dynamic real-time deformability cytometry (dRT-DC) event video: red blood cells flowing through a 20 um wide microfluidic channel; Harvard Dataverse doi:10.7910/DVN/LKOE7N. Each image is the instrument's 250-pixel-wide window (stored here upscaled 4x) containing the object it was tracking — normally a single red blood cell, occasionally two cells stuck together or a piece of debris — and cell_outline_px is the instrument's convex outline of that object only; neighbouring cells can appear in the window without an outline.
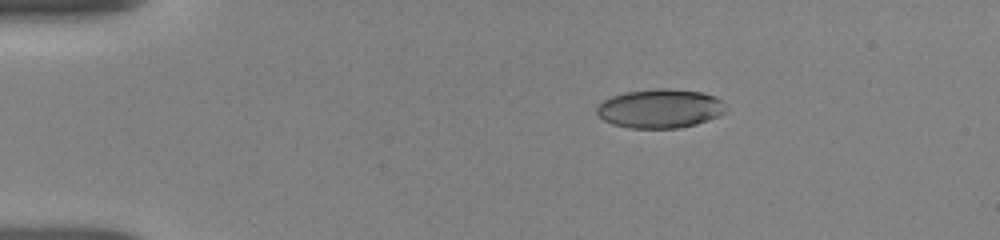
{"species": "human", "species_latin": "Homo sapiens", "temperature_condition": "room temperature", "stored_images_in_passage": 31, "camera_frame_rate_fps": 3000, "um_per_image_px": 0.085, "donor": {"sex": "female"}, "frame": {"image": 1, "passage_image": 1, "time_ms": 0.0, "image_size_px": [1000, 240], "cell_outline_px": [[724, 112], [720, 116], [696, 124], [680, 128], [628, 128], [612, 124], [604, 120], [596, 112], [596, 108], [604, 100], [612, 96], [628, 92], [656, 88], [668, 88], [700, 92], [716, 96], [724, 100]], "centroid_in_image_um": [56.13, 9.23], "position_along_channel_um": 28.9, "area_um2": 29.36}}
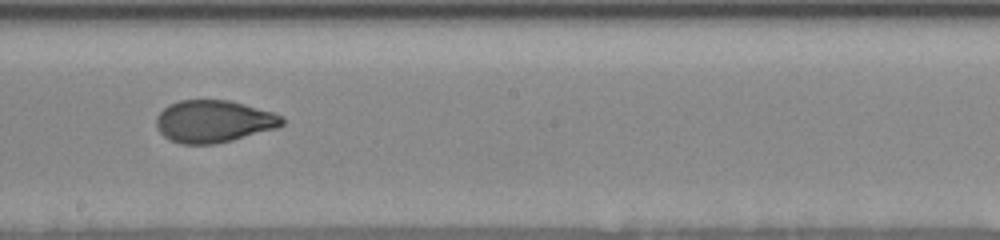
{"frame": {"image": 2, "passage_image": 16, "time_ms": 7.0, "image_size_px": [1000, 240], "cell_outline_px": [[284, 124], [276, 128], [232, 140], [212, 144], [180, 144], [164, 136], [156, 128], [156, 116], [168, 104], [180, 100], [228, 100], [244, 104], [272, 112], [280, 116], [284, 120]], "centroid_in_image_um": [18.12, 10.31], "position_along_channel_um": 230.1, "area_um2": 30.81}}
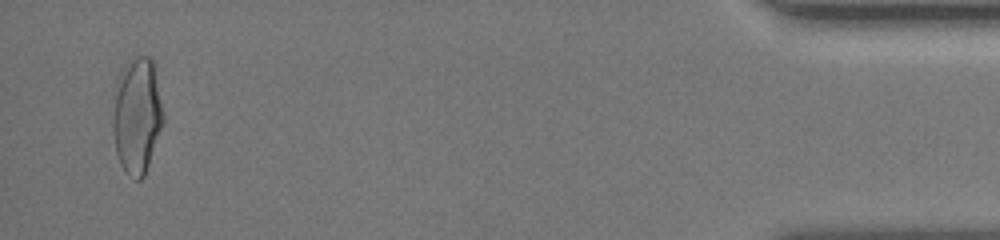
{"frame": {"image": 3, "passage_image": 30, "time_ms": 14.0, "image_size_px": [1000, 240], "cell_outline_px": [[164, 120], [144, 176], [140, 180], [136, 180], [128, 176], [124, 172], [120, 164], [116, 152], [112, 132], [112, 116], [120, 72], [128, 60], [132, 56], [152, 56], [164, 116]], "centroid_in_image_um": [11.64, 9.84], "position_along_channel_um": 423.6, "area_um2": 34.1}, "authors_computed_cell_mechanics": {"area_um2": 31.2698, "velocity_mm_per_s": 3.814, "shape_relaxation_time_tau1_ms": 5.3566, "shape_relaxation_time_tau2_ms": 1.0835, "deformation_change_tau1": 0.1786, "deformation_change_tau2": 0.0654}}